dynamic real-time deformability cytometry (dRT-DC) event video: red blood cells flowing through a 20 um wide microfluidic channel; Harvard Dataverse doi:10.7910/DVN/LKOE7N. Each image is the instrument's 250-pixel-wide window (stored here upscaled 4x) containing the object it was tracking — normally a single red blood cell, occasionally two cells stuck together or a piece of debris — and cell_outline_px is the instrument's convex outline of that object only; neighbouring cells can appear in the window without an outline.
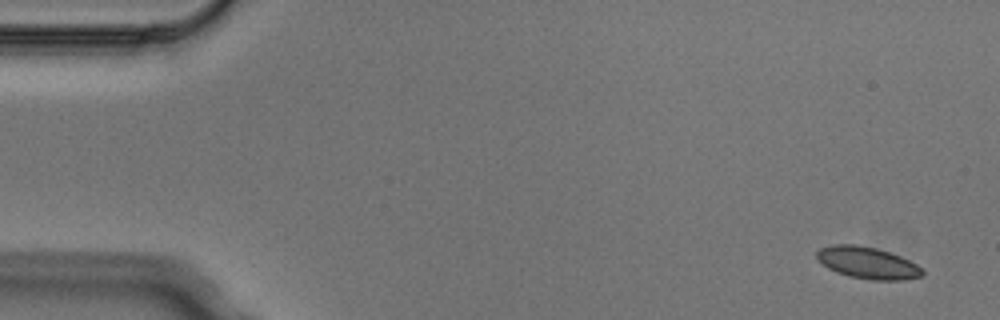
{"species": "Egyptian fruit bat (a non-hibernating species)", "species_latin": "Rousettus aegyptiacus", "temperature_condition": "cold", "stored_images_in_passage": 3, "segment_of_instrument_passage": [2, 2], "camera_frame_rate_fps": 3000, "um_per_image_px": 0.085, "animal": {"sex": "male"}, "frame": {"image": 1, "passage_image": 3, "time_ms": 0.667, "image_size_px": [1000, 320], "cell_outline_px": [[924, 276], [904, 280], [872, 280], [848, 276], [836, 272], [828, 268], [816, 256], [816, 252], [820, 248], [832, 244], [856, 244], [876, 248], [900, 256], [924, 268]], "centroid_in_image_um": [73.77, 22.34], "position_along_channel_um": 11.2, "area_um2": 19.65}}